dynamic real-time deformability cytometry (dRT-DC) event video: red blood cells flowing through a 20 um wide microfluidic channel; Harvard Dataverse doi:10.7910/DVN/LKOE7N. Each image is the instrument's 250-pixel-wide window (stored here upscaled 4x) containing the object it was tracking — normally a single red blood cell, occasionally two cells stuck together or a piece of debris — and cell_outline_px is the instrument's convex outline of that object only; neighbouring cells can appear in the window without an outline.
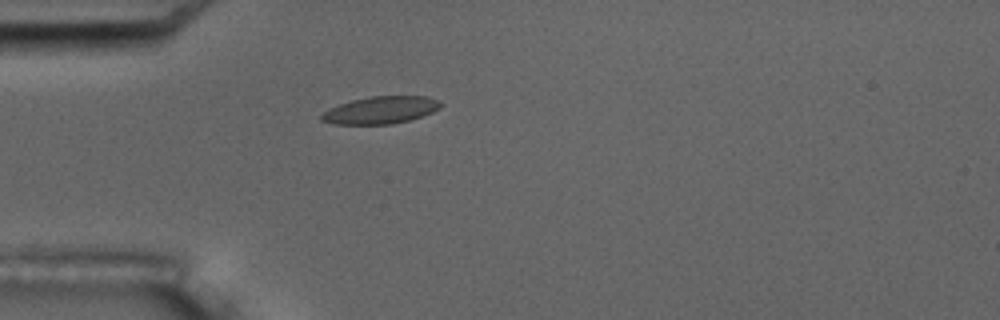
{"species": "common noctule bat (a hibernating species)", "species_latin": "Nyctalus noctula", "temperature_condition": "room temperature", "stored_images_in_passage": 4, "camera_frame_rate_fps": 3000, "um_per_image_px": 0.085, "animal": {"sex": "male", "body_mass_g": 17.5, "forearm_length_mm": 52.3}, "frame": {"image": 1, "passage_image": 3, "time_ms": 2.333, "image_size_px": [1000, 320], "cell_outline_px": [[444, 104], [440, 108], [432, 112], [408, 120], [392, 124], [332, 124], [320, 120], [320, 116], [328, 108], [352, 100], [372, 96], [428, 96], [440, 100]], "centroid_in_image_um": [32.37, 9.35], "position_along_channel_um": 52.6, "area_um2": 19.02}}